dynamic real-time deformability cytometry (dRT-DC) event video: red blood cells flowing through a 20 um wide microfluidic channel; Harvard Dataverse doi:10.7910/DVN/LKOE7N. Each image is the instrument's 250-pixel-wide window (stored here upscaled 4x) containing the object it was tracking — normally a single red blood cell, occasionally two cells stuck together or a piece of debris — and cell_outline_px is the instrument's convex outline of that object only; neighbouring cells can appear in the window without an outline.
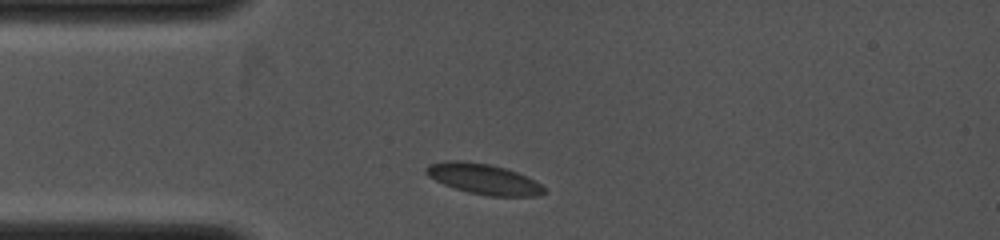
{"species": "common noctule bat (a hibernating species)", "species_latin": "Nyctalus noctula", "temperature_condition": "cold", "stored_images_in_passage": 13, "camera_frame_rate_fps": 4000, "um_per_image_px": 0.085, "animal": {"sex": "female", "body_mass_g": 19.0, "forearm_length_mm": 53.3}, "frame": {"image": 1, "passage_image": 1, "time_ms": 0.0, "image_size_px": [1000, 240], "cell_outline_px": [[548, 192], [540, 196], [488, 196], [468, 192], [444, 184], [428, 176], [424, 172], [424, 168], [428, 164], [448, 160], [464, 160], [488, 164], [504, 168], [516, 172], [540, 184]], "centroid_in_image_um": [41.07, 15.21], "position_along_channel_um": 43.9, "area_um2": 20.87}}
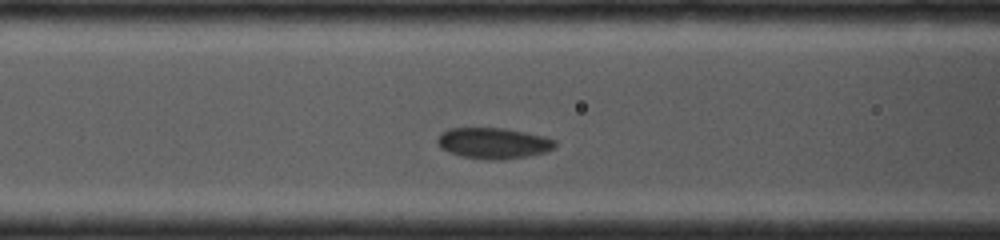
{"frame": {"image": 2, "passage_image": 6, "time_ms": 2.0, "image_size_px": [1000, 240], "cell_outline_px": [[556, 148], [544, 152], [524, 156], [500, 160], [488, 160], [460, 156], [448, 152], [440, 148], [436, 140], [440, 132], [448, 128], [504, 128], [544, 136], [556, 140]], "centroid_in_image_um": [41.9, 12.16], "position_along_channel_um": 124.7, "area_um2": 21.33}}
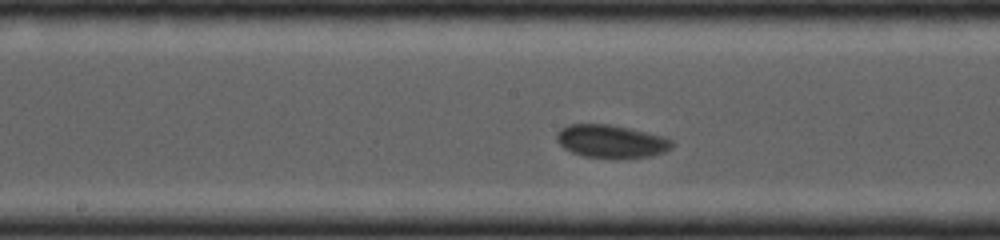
{"frame": {"image": 3, "passage_image": 11, "time_ms": 3.5, "image_size_px": [1000, 240], "cell_outline_px": [[672, 148], [664, 152], [652, 156], [616, 160], [612, 160], [584, 156], [572, 152], [564, 148], [556, 140], [556, 132], [560, 128], [568, 124], [612, 124], [668, 136], [672, 140]], "centroid_in_image_um": [51.98, 12.03], "position_along_channel_um": 196.2, "area_um2": 23.0}}